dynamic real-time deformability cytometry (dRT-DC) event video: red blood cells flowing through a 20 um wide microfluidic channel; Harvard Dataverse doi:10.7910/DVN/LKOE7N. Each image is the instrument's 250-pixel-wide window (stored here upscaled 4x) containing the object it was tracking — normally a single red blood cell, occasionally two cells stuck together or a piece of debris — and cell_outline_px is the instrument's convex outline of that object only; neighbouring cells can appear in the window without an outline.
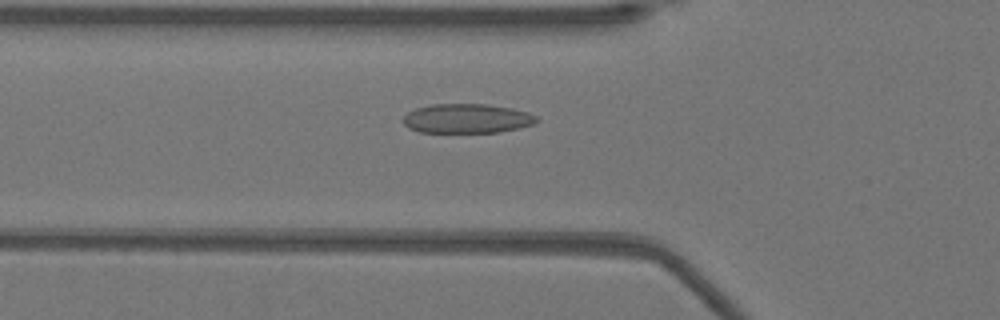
{"species": "Egyptian fruit bat (a non-hibernating species)", "species_latin": "Rousettus aegyptiacus", "temperature_condition": "warm", "stored_images_in_passage": 46, "camera_frame_rate_fps": 3000, "um_per_image_px": 0.085, "animal": {"sex": "female"}, "frame": {"image": 1, "passage_image": 12, "time_ms": 3.667, "image_size_px": [1000, 320], "cell_outline_px": [[536, 124], [496, 132], [420, 132], [408, 128], [404, 124], [404, 116], [408, 112], [416, 108], [432, 104], [488, 104], [512, 108], [528, 112], [536, 116]], "centroid_in_image_um": [39.68, 10.06], "position_along_channel_um": 86.1, "area_um2": 22.72}}
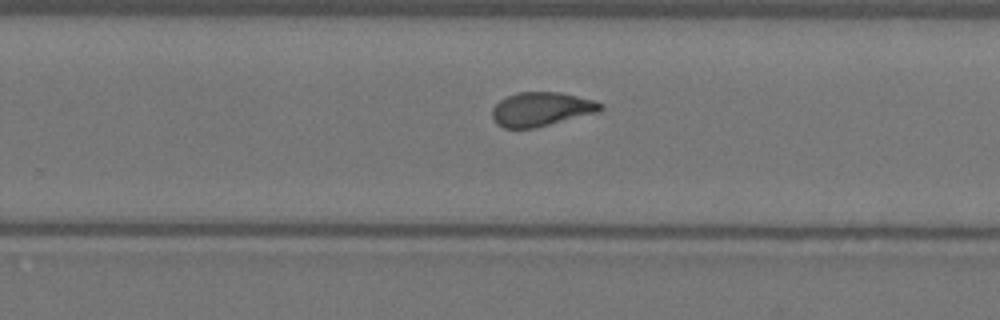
{"frame": {"image": 2, "passage_image": 27, "time_ms": 8.667, "image_size_px": [1000, 320], "cell_outline_px": [[604, 108], [600, 112], [536, 128], [504, 128], [496, 124], [492, 116], [492, 108], [500, 100], [516, 92], [560, 92], [592, 100], [604, 104]], "centroid_in_image_um": [46.02, 9.29], "position_along_channel_um": 283.8, "area_um2": 21.62}}
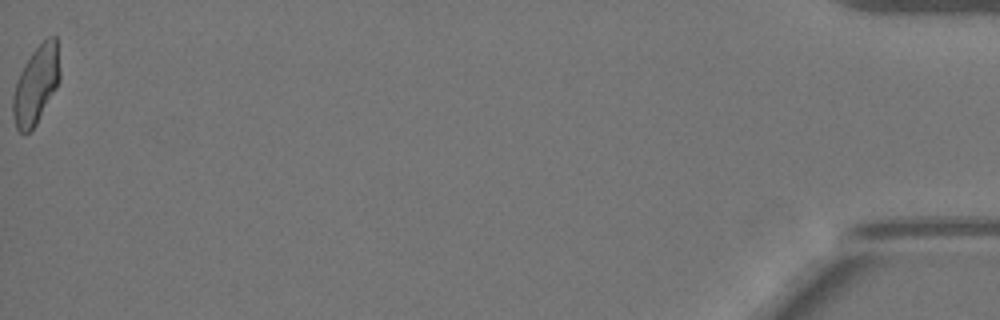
{"frame": {"image": 3, "passage_image": 46, "time_ms": 15.0, "image_size_px": [1000, 320], "cell_outline_px": [[60, 80], [56, 88], [32, 132], [20, 132], [16, 128], [12, 116], [12, 96], [16, 80], [24, 64], [32, 52], [48, 36], [56, 36], [60, 68]], "centroid_in_image_um": [3.05, 7.23], "position_along_channel_um": 432.2, "area_um2": 21.5}, "authors_computed_cell_mechanics": {"area_um2": 21.675, "velocity_mm_per_s": 3.9478, "shape_relaxation_time_tau1_ms": 8.0382, "shape_relaxation_time_tau2_ms": 1.3533, "deformation_change_tau1": 0.2065, "deformation_change_tau2": 0.0819}}